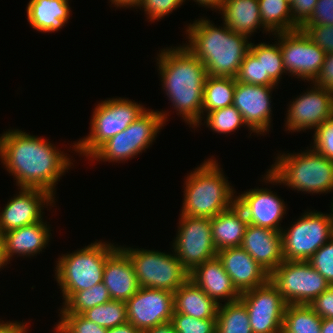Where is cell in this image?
I'll return each mask as SVG.
<instances>
[{"mask_svg":"<svg viewBox=\"0 0 333 333\" xmlns=\"http://www.w3.org/2000/svg\"><path fill=\"white\" fill-rule=\"evenodd\" d=\"M54 333H107V328L88 320L82 314L60 313Z\"/></svg>","mask_w":333,"mask_h":333,"instance_id":"8d00e7d4","label":"cell"},{"mask_svg":"<svg viewBox=\"0 0 333 333\" xmlns=\"http://www.w3.org/2000/svg\"><path fill=\"white\" fill-rule=\"evenodd\" d=\"M176 333H215L216 319H199L174 312L171 321Z\"/></svg>","mask_w":333,"mask_h":333,"instance_id":"74e56055","label":"cell"},{"mask_svg":"<svg viewBox=\"0 0 333 333\" xmlns=\"http://www.w3.org/2000/svg\"><path fill=\"white\" fill-rule=\"evenodd\" d=\"M272 35L276 36L280 45L286 74L313 82L319 74L326 53L301 29Z\"/></svg>","mask_w":333,"mask_h":333,"instance_id":"4fadbf2b","label":"cell"},{"mask_svg":"<svg viewBox=\"0 0 333 333\" xmlns=\"http://www.w3.org/2000/svg\"><path fill=\"white\" fill-rule=\"evenodd\" d=\"M263 26L272 34L300 29L292 20L288 0H258Z\"/></svg>","mask_w":333,"mask_h":333,"instance_id":"f546056e","label":"cell"},{"mask_svg":"<svg viewBox=\"0 0 333 333\" xmlns=\"http://www.w3.org/2000/svg\"><path fill=\"white\" fill-rule=\"evenodd\" d=\"M239 299L246 306L252 333H282L287 303L270 280L240 293Z\"/></svg>","mask_w":333,"mask_h":333,"instance_id":"5bb4252c","label":"cell"},{"mask_svg":"<svg viewBox=\"0 0 333 333\" xmlns=\"http://www.w3.org/2000/svg\"><path fill=\"white\" fill-rule=\"evenodd\" d=\"M241 247L269 274L283 261L281 232L248 224Z\"/></svg>","mask_w":333,"mask_h":333,"instance_id":"44dd1931","label":"cell"},{"mask_svg":"<svg viewBox=\"0 0 333 333\" xmlns=\"http://www.w3.org/2000/svg\"><path fill=\"white\" fill-rule=\"evenodd\" d=\"M165 111L147 109L124 131L100 145L87 159L91 161L116 162L135 158L148 149L159 130L165 126L169 114ZM135 156V157H134Z\"/></svg>","mask_w":333,"mask_h":333,"instance_id":"52a82bcc","label":"cell"},{"mask_svg":"<svg viewBox=\"0 0 333 333\" xmlns=\"http://www.w3.org/2000/svg\"><path fill=\"white\" fill-rule=\"evenodd\" d=\"M103 283L108 289L110 298L116 301L126 302L140 288L133 265L119 246L107 257Z\"/></svg>","mask_w":333,"mask_h":333,"instance_id":"7402d4cb","label":"cell"},{"mask_svg":"<svg viewBox=\"0 0 333 333\" xmlns=\"http://www.w3.org/2000/svg\"><path fill=\"white\" fill-rule=\"evenodd\" d=\"M236 78L207 76L204 84L202 120L204 113L233 105Z\"/></svg>","mask_w":333,"mask_h":333,"instance_id":"f1b7e54d","label":"cell"},{"mask_svg":"<svg viewBox=\"0 0 333 333\" xmlns=\"http://www.w3.org/2000/svg\"><path fill=\"white\" fill-rule=\"evenodd\" d=\"M308 306L322 319L333 318V286L314 298Z\"/></svg>","mask_w":333,"mask_h":333,"instance_id":"bcb514c9","label":"cell"},{"mask_svg":"<svg viewBox=\"0 0 333 333\" xmlns=\"http://www.w3.org/2000/svg\"><path fill=\"white\" fill-rule=\"evenodd\" d=\"M312 83L333 91V53L326 54L319 74Z\"/></svg>","mask_w":333,"mask_h":333,"instance_id":"7dc6e473","label":"cell"},{"mask_svg":"<svg viewBox=\"0 0 333 333\" xmlns=\"http://www.w3.org/2000/svg\"><path fill=\"white\" fill-rule=\"evenodd\" d=\"M70 9L69 0H30L27 20L34 30L54 33L68 23Z\"/></svg>","mask_w":333,"mask_h":333,"instance_id":"d4e9b609","label":"cell"},{"mask_svg":"<svg viewBox=\"0 0 333 333\" xmlns=\"http://www.w3.org/2000/svg\"><path fill=\"white\" fill-rule=\"evenodd\" d=\"M142 0H110L112 4H114L115 7H130L137 9V7L140 5Z\"/></svg>","mask_w":333,"mask_h":333,"instance_id":"f5cc1de1","label":"cell"},{"mask_svg":"<svg viewBox=\"0 0 333 333\" xmlns=\"http://www.w3.org/2000/svg\"><path fill=\"white\" fill-rule=\"evenodd\" d=\"M222 26L204 17L194 20L187 25L189 40L184 46L205 65L208 76L235 78L251 41L225 23Z\"/></svg>","mask_w":333,"mask_h":333,"instance_id":"3957f363","label":"cell"},{"mask_svg":"<svg viewBox=\"0 0 333 333\" xmlns=\"http://www.w3.org/2000/svg\"><path fill=\"white\" fill-rule=\"evenodd\" d=\"M330 214L305 211L297 221L281 230L282 255L288 261H308L333 237V206Z\"/></svg>","mask_w":333,"mask_h":333,"instance_id":"30bf717a","label":"cell"},{"mask_svg":"<svg viewBox=\"0 0 333 333\" xmlns=\"http://www.w3.org/2000/svg\"><path fill=\"white\" fill-rule=\"evenodd\" d=\"M321 333H333V318H323Z\"/></svg>","mask_w":333,"mask_h":333,"instance_id":"11a10c76","label":"cell"},{"mask_svg":"<svg viewBox=\"0 0 333 333\" xmlns=\"http://www.w3.org/2000/svg\"><path fill=\"white\" fill-rule=\"evenodd\" d=\"M178 224L172 252L189 272L217 256L211 233V218L180 215Z\"/></svg>","mask_w":333,"mask_h":333,"instance_id":"7c38bea8","label":"cell"},{"mask_svg":"<svg viewBox=\"0 0 333 333\" xmlns=\"http://www.w3.org/2000/svg\"><path fill=\"white\" fill-rule=\"evenodd\" d=\"M46 222L43 219L2 234L9 263L15 255L31 258L46 249L52 235L50 232L52 230Z\"/></svg>","mask_w":333,"mask_h":333,"instance_id":"cb8c5ba5","label":"cell"},{"mask_svg":"<svg viewBox=\"0 0 333 333\" xmlns=\"http://www.w3.org/2000/svg\"><path fill=\"white\" fill-rule=\"evenodd\" d=\"M47 139L19 129L0 136V159L19 188H39L56 196V184L73 159Z\"/></svg>","mask_w":333,"mask_h":333,"instance_id":"6da1fadb","label":"cell"},{"mask_svg":"<svg viewBox=\"0 0 333 333\" xmlns=\"http://www.w3.org/2000/svg\"><path fill=\"white\" fill-rule=\"evenodd\" d=\"M322 318L308 305L287 304L282 333H321Z\"/></svg>","mask_w":333,"mask_h":333,"instance_id":"1f68e13d","label":"cell"},{"mask_svg":"<svg viewBox=\"0 0 333 333\" xmlns=\"http://www.w3.org/2000/svg\"><path fill=\"white\" fill-rule=\"evenodd\" d=\"M217 257L239 293L262 286L270 280V274L241 246L220 250Z\"/></svg>","mask_w":333,"mask_h":333,"instance_id":"ffe728a7","label":"cell"},{"mask_svg":"<svg viewBox=\"0 0 333 333\" xmlns=\"http://www.w3.org/2000/svg\"><path fill=\"white\" fill-rule=\"evenodd\" d=\"M312 138V149L333 161V116L314 131Z\"/></svg>","mask_w":333,"mask_h":333,"instance_id":"60d3db41","label":"cell"},{"mask_svg":"<svg viewBox=\"0 0 333 333\" xmlns=\"http://www.w3.org/2000/svg\"><path fill=\"white\" fill-rule=\"evenodd\" d=\"M216 333H252L246 306L240 299L219 304Z\"/></svg>","mask_w":333,"mask_h":333,"instance_id":"d6a6232c","label":"cell"},{"mask_svg":"<svg viewBox=\"0 0 333 333\" xmlns=\"http://www.w3.org/2000/svg\"><path fill=\"white\" fill-rule=\"evenodd\" d=\"M185 0H142L139 9L144 8L147 20L154 22L171 14L173 10L179 8Z\"/></svg>","mask_w":333,"mask_h":333,"instance_id":"b9f144b4","label":"cell"},{"mask_svg":"<svg viewBox=\"0 0 333 333\" xmlns=\"http://www.w3.org/2000/svg\"><path fill=\"white\" fill-rule=\"evenodd\" d=\"M125 303L128 322L142 333L157 325L172 321L173 292L140 287Z\"/></svg>","mask_w":333,"mask_h":333,"instance_id":"2e32d148","label":"cell"},{"mask_svg":"<svg viewBox=\"0 0 333 333\" xmlns=\"http://www.w3.org/2000/svg\"><path fill=\"white\" fill-rule=\"evenodd\" d=\"M287 304L308 305L331 285L308 261L284 260L271 274Z\"/></svg>","mask_w":333,"mask_h":333,"instance_id":"8fae6325","label":"cell"},{"mask_svg":"<svg viewBox=\"0 0 333 333\" xmlns=\"http://www.w3.org/2000/svg\"><path fill=\"white\" fill-rule=\"evenodd\" d=\"M96 240L80 250L62 254L56 261L55 279L65 302L73 293L103 282L107 257L118 244Z\"/></svg>","mask_w":333,"mask_h":333,"instance_id":"8992f818","label":"cell"},{"mask_svg":"<svg viewBox=\"0 0 333 333\" xmlns=\"http://www.w3.org/2000/svg\"><path fill=\"white\" fill-rule=\"evenodd\" d=\"M308 262L333 286V237L322 245Z\"/></svg>","mask_w":333,"mask_h":333,"instance_id":"f35d334b","label":"cell"},{"mask_svg":"<svg viewBox=\"0 0 333 333\" xmlns=\"http://www.w3.org/2000/svg\"><path fill=\"white\" fill-rule=\"evenodd\" d=\"M248 222L235 203L231 208L211 218V233L217 251L240 247Z\"/></svg>","mask_w":333,"mask_h":333,"instance_id":"4316f807","label":"cell"},{"mask_svg":"<svg viewBox=\"0 0 333 333\" xmlns=\"http://www.w3.org/2000/svg\"><path fill=\"white\" fill-rule=\"evenodd\" d=\"M0 212V235L43 220V209L55 204V197L39 188H18ZM44 207V208H43Z\"/></svg>","mask_w":333,"mask_h":333,"instance_id":"ac0fdd59","label":"cell"},{"mask_svg":"<svg viewBox=\"0 0 333 333\" xmlns=\"http://www.w3.org/2000/svg\"><path fill=\"white\" fill-rule=\"evenodd\" d=\"M236 81L252 85H263V67L257 57L249 50L243 59Z\"/></svg>","mask_w":333,"mask_h":333,"instance_id":"ab89813d","label":"cell"},{"mask_svg":"<svg viewBox=\"0 0 333 333\" xmlns=\"http://www.w3.org/2000/svg\"><path fill=\"white\" fill-rule=\"evenodd\" d=\"M300 29L326 54L333 53V25H303Z\"/></svg>","mask_w":333,"mask_h":333,"instance_id":"7bdbcfd3","label":"cell"},{"mask_svg":"<svg viewBox=\"0 0 333 333\" xmlns=\"http://www.w3.org/2000/svg\"><path fill=\"white\" fill-rule=\"evenodd\" d=\"M275 86L252 85L236 81L233 105L240 111L248 130L266 135L272 122L271 97Z\"/></svg>","mask_w":333,"mask_h":333,"instance_id":"e0dca14e","label":"cell"},{"mask_svg":"<svg viewBox=\"0 0 333 333\" xmlns=\"http://www.w3.org/2000/svg\"><path fill=\"white\" fill-rule=\"evenodd\" d=\"M304 25H333V0H318L314 12Z\"/></svg>","mask_w":333,"mask_h":333,"instance_id":"f6af8a7d","label":"cell"},{"mask_svg":"<svg viewBox=\"0 0 333 333\" xmlns=\"http://www.w3.org/2000/svg\"><path fill=\"white\" fill-rule=\"evenodd\" d=\"M129 257L140 287L175 292L189 279V271L175 253L119 246Z\"/></svg>","mask_w":333,"mask_h":333,"instance_id":"9c48e42d","label":"cell"},{"mask_svg":"<svg viewBox=\"0 0 333 333\" xmlns=\"http://www.w3.org/2000/svg\"><path fill=\"white\" fill-rule=\"evenodd\" d=\"M206 118L204 124L214 133L229 134L235 132L239 127L247 126L244 123L240 111L234 106L220 108L212 112L204 114Z\"/></svg>","mask_w":333,"mask_h":333,"instance_id":"d590c367","label":"cell"},{"mask_svg":"<svg viewBox=\"0 0 333 333\" xmlns=\"http://www.w3.org/2000/svg\"><path fill=\"white\" fill-rule=\"evenodd\" d=\"M144 333H176L175 327L172 322H167L157 325L153 328L146 330Z\"/></svg>","mask_w":333,"mask_h":333,"instance_id":"f907efd6","label":"cell"},{"mask_svg":"<svg viewBox=\"0 0 333 333\" xmlns=\"http://www.w3.org/2000/svg\"><path fill=\"white\" fill-rule=\"evenodd\" d=\"M160 51L156 64L162 88L177 115L195 129L202 124L205 65L181 44Z\"/></svg>","mask_w":333,"mask_h":333,"instance_id":"7a4b0ae2","label":"cell"},{"mask_svg":"<svg viewBox=\"0 0 333 333\" xmlns=\"http://www.w3.org/2000/svg\"><path fill=\"white\" fill-rule=\"evenodd\" d=\"M110 300L108 289L104 283L101 282L89 289L73 293L63 302V307L59 313L82 314L87 309L105 304Z\"/></svg>","mask_w":333,"mask_h":333,"instance_id":"836d02e7","label":"cell"},{"mask_svg":"<svg viewBox=\"0 0 333 333\" xmlns=\"http://www.w3.org/2000/svg\"><path fill=\"white\" fill-rule=\"evenodd\" d=\"M8 259H7V256H6V252H5V248H4V242H3V238H2V235H0V271H1V268L4 269V267L9 264L8 263Z\"/></svg>","mask_w":333,"mask_h":333,"instance_id":"db71d44e","label":"cell"},{"mask_svg":"<svg viewBox=\"0 0 333 333\" xmlns=\"http://www.w3.org/2000/svg\"><path fill=\"white\" fill-rule=\"evenodd\" d=\"M27 322H18V321H0V333H27Z\"/></svg>","mask_w":333,"mask_h":333,"instance_id":"c3c4849f","label":"cell"},{"mask_svg":"<svg viewBox=\"0 0 333 333\" xmlns=\"http://www.w3.org/2000/svg\"><path fill=\"white\" fill-rule=\"evenodd\" d=\"M237 206L243 211L248 224L281 232L286 204L268 188L256 187L236 195Z\"/></svg>","mask_w":333,"mask_h":333,"instance_id":"d6986e66","label":"cell"},{"mask_svg":"<svg viewBox=\"0 0 333 333\" xmlns=\"http://www.w3.org/2000/svg\"><path fill=\"white\" fill-rule=\"evenodd\" d=\"M189 279L218 304L220 302H234L240 298V293L233 286L230 276L226 273L217 256L197 265L189 273Z\"/></svg>","mask_w":333,"mask_h":333,"instance_id":"603a6c76","label":"cell"},{"mask_svg":"<svg viewBox=\"0 0 333 333\" xmlns=\"http://www.w3.org/2000/svg\"><path fill=\"white\" fill-rule=\"evenodd\" d=\"M213 157L204 160L186 177L180 215L212 218L235 204L236 191Z\"/></svg>","mask_w":333,"mask_h":333,"instance_id":"277c9868","label":"cell"},{"mask_svg":"<svg viewBox=\"0 0 333 333\" xmlns=\"http://www.w3.org/2000/svg\"><path fill=\"white\" fill-rule=\"evenodd\" d=\"M147 109L128 98H107L94 107L88 136L72 145L73 151L88 158L100 145L124 131Z\"/></svg>","mask_w":333,"mask_h":333,"instance_id":"ba28073f","label":"cell"},{"mask_svg":"<svg viewBox=\"0 0 333 333\" xmlns=\"http://www.w3.org/2000/svg\"><path fill=\"white\" fill-rule=\"evenodd\" d=\"M277 155L274 164L262 177L264 182L282 184L308 194L333 192V161L311 147L297 154L283 152Z\"/></svg>","mask_w":333,"mask_h":333,"instance_id":"5b68a950","label":"cell"},{"mask_svg":"<svg viewBox=\"0 0 333 333\" xmlns=\"http://www.w3.org/2000/svg\"><path fill=\"white\" fill-rule=\"evenodd\" d=\"M259 8L258 0H225L218 12L232 31L250 38L260 28L270 33L262 24Z\"/></svg>","mask_w":333,"mask_h":333,"instance_id":"484cf974","label":"cell"},{"mask_svg":"<svg viewBox=\"0 0 333 333\" xmlns=\"http://www.w3.org/2000/svg\"><path fill=\"white\" fill-rule=\"evenodd\" d=\"M82 315L90 321L104 328H113L128 322L126 303L124 301L110 300L89 308Z\"/></svg>","mask_w":333,"mask_h":333,"instance_id":"e575fe53","label":"cell"},{"mask_svg":"<svg viewBox=\"0 0 333 333\" xmlns=\"http://www.w3.org/2000/svg\"><path fill=\"white\" fill-rule=\"evenodd\" d=\"M274 44L261 42L260 44L250 43L249 50L262 62L263 86H278L285 72L280 45L277 41Z\"/></svg>","mask_w":333,"mask_h":333,"instance_id":"4dcf8cb0","label":"cell"},{"mask_svg":"<svg viewBox=\"0 0 333 333\" xmlns=\"http://www.w3.org/2000/svg\"><path fill=\"white\" fill-rule=\"evenodd\" d=\"M186 1V0H185ZM195 1L198 5L207 7V8H212L213 10L215 9V12L221 9L223 2L225 0H193Z\"/></svg>","mask_w":333,"mask_h":333,"instance_id":"816d5d0a","label":"cell"},{"mask_svg":"<svg viewBox=\"0 0 333 333\" xmlns=\"http://www.w3.org/2000/svg\"><path fill=\"white\" fill-rule=\"evenodd\" d=\"M107 333H142L133 324L127 322L125 324L107 329Z\"/></svg>","mask_w":333,"mask_h":333,"instance_id":"681fc988","label":"cell"},{"mask_svg":"<svg viewBox=\"0 0 333 333\" xmlns=\"http://www.w3.org/2000/svg\"><path fill=\"white\" fill-rule=\"evenodd\" d=\"M318 0H291L293 22L301 28L311 17Z\"/></svg>","mask_w":333,"mask_h":333,"instance_id":"ee69618b","label":"cell"},{"mask_svg":"<svg viewBox=\"0 0 333 333\" xmlns=\"http://www.w3.org/2000/svg\"><path fill=\"white\" fill-rule=\"evenodd\" d=\"M312 86L289 103L286 113V131H314L333 116V91L310 83Z\"/></svg>","mask_w":333,"mask_h":333,"instance_id":"9a60e30c","label":"cell"},{"mask_svg":"<svg viewBox=\"0 0 333 333\" xmlns=\"http://www.w3.org/2000/svg\"><path fill=\"white\" fill-rule=\"evenodd\" d=\"M174 312L199 319H216L219 304L188 279L174 293Z\"/></svg>","mask_w":333,"mask_h":333,"instance_id":"83f0119b","label":"cell"}]
</instances>
